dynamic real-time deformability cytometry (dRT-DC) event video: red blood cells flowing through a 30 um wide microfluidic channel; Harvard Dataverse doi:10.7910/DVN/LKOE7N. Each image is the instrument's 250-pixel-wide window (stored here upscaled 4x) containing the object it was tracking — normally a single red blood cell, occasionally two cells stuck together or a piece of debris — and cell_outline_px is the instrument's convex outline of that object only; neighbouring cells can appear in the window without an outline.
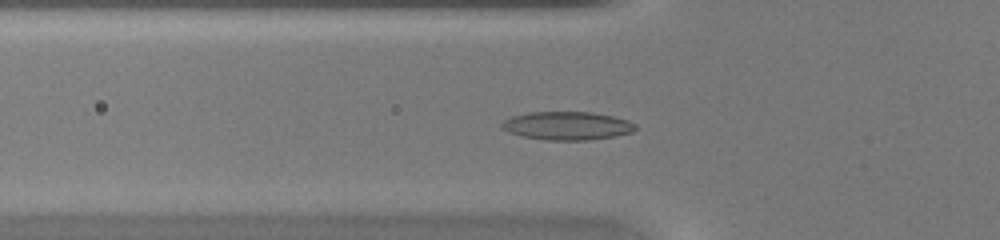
{"species": "common noctule bat (a hibernating species)", "species_latin": "Nyctalus noctula", "temperature_condition": "warm", "stored_images_in_passage": 41, "camera_frame_rate_fps": 3000, "um_per_image_px": 0.085, "animal": {"sex": "female", "body_mass_g": 20.0, "forearm_length_mm": 54.0}, "frame": {"image": 1, "passage_image": 12, "time_ms": 3.667, "image_size_px": [1000, 240], "cell_outline_px": [[636, 128], [632, 132], [616, 136], [588, 140], [544, 140], [524, 136], [508, 132], [500, 128], [500, 124], [504, 120], [512, 116], [528, 112], [592, 112], [612, 116], [628, 120], [636, 124]], "centroid_in_image_um": [48.19, 10.69], "position_along_channel_um": 77.6, "area_um2": 22.14}}
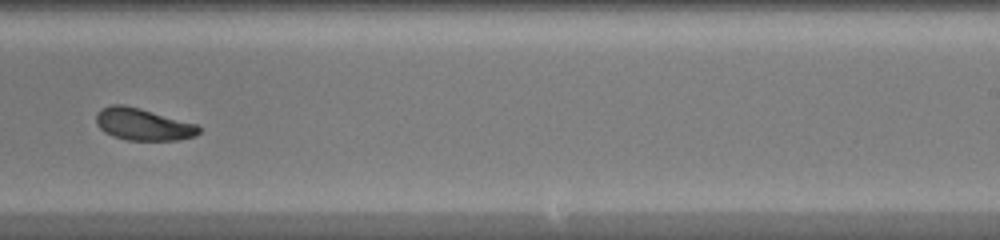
{"frame": {"image": 2, "passage_image": 25, "time_ms": 8.0, "image_size_px": [1000, 240], "cell_outline_px": [[200, 132], [196, 136], [180, 140], [128, 140], [112, 136], [104, 132], [96, 124], [96, 112], [100, 108], [112, 104], [124, 104], [140, 108], [196, 124], [200, 128]], "centroid_in_image_um": [12.12, 10.56], "position_along_channel_um": 276.9, "area_um2": 19.31}}
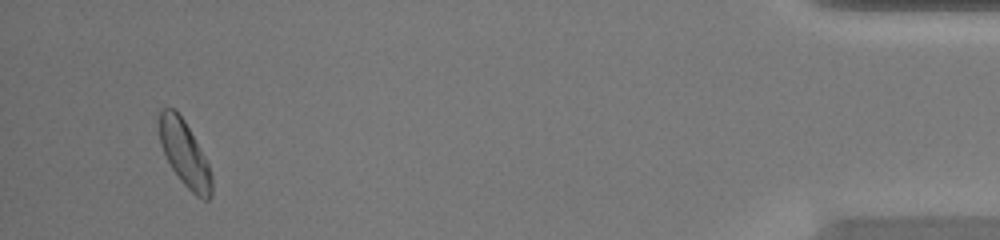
{"frame": {"image": 3, "passage_image": 39, "time_ms": 12.667, "image_size_px": [1000, 240], "cell_outline_px": [[212, 196], [208, 200], [204, 200], [196, 196], [180, 180], [172, 168], [160, 144], [160, 108], [172, 108], [184, 120], [204, 156], [208, 164], [212, 176]], "centroid_in_image_um": [15.71, 13.11], "position_along_channel_um": 419.5, "area_um2": 19.54}}